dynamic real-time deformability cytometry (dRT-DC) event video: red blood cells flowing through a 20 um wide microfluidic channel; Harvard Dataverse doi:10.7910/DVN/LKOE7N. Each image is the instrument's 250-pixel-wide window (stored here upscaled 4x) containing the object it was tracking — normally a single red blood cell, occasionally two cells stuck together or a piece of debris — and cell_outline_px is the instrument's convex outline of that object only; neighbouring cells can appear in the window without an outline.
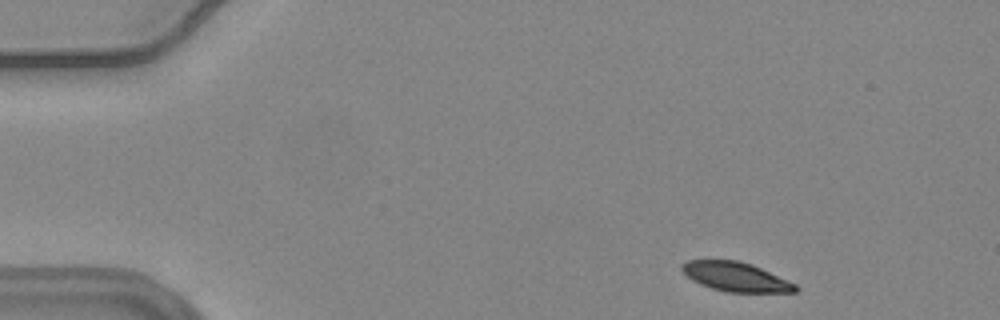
{"species": "common noctule bat (a hibernating species)", "species_latin": "Nyctalus noctula", "temperature_condition": "warm", "stored_images_in_passage": 51, "camera_frame_rate_fps": 3000, "um_per_image_px": 0.085, "animal": {"sex": "female", "body_mass_g": 24.6, "forearm_length_mm": 56.2}, "frame": {"image": 1, "passage_image": 2, "time_ms": 0.333, "image_size_px": [1000, 320], "cell_outline_px": [[800, 288], [796, 292], [728, 292], [712, 288], [700, 284], [692, 280], [680, 268], [680, 264], [688, 260], [740, 260], [752, 264], [788, 280], [796, 284]], "centroid_in_image_um": [62.55, 23.52], "position_along_channel_um": 22.5, "area_um2": 19.36}}
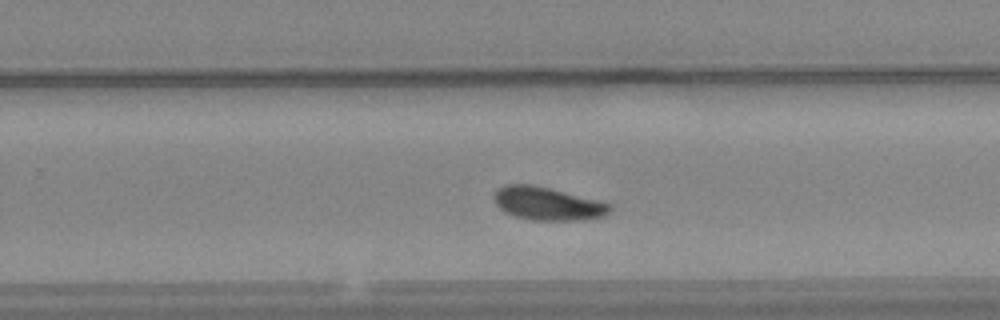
{"frame": {"image": 2, "passage_image": 31, "time_ms": 10.0, "image_size_px": [1000, 320], "cell_outline_px": [[612, 208], [604, 216], [588, 220], [528, 220], [504, 212], [496, 204], [492, 196], [496, 188], [504, 184], [532, 184], [604, 200], [612, 204]], "centroid_in_image_um": [46.57, 17.29], "position_along_channel_um": 283.2, "area_um2": 23.0}}
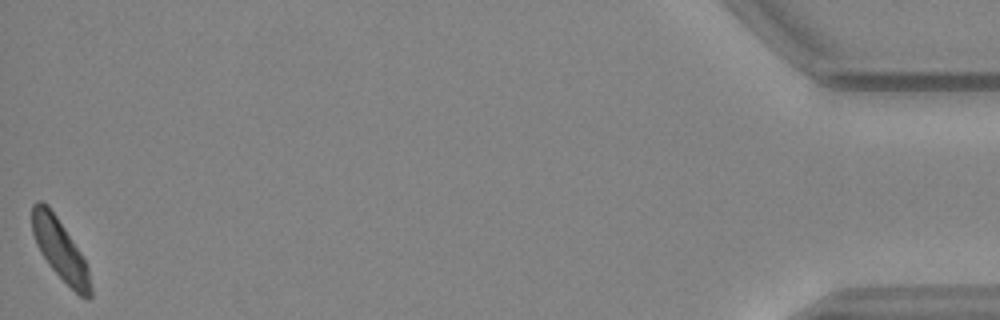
{"frame": {"image": 3, "passage_image": 51, "time_ms": 16.667, "image_size_px": [1000, 320], "cell_outline_px": [[92, 296], [88, 300], [84, 300], [48, 264], [40, 252], [36, 244], [32, 232], [32, 204], [36, 200], [40, 200], [48, 204], [80, 252], [88, 268], [92, 288]], "centroid_in_image_um": [5.1, 21.22], "position_along_channel_um": 430.1, "area_um2": 20.52}, "authors_computed_cell_mechanics": {"area_um2": 21.8484, "velocity_mm_per_s": 3.6532, "shape_relaxation_time_tau1_ms": 3.0941, "shape_relaxation_time_tau2_ms": null, "deformation_change_tau1": 0.111, "deformation_change_tau2": null}}